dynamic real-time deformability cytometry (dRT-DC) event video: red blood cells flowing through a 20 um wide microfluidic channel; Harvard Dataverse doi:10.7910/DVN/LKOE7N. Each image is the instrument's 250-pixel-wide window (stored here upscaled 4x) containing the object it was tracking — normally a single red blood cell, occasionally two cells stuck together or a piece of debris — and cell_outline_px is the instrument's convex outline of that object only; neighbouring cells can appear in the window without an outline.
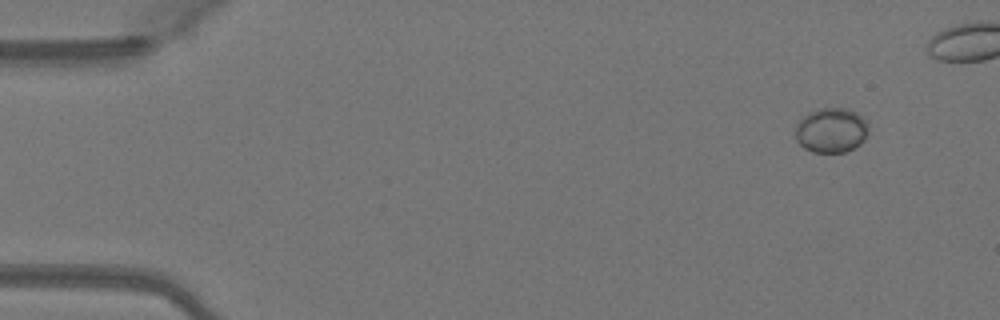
{"species": "Egyptian fruit bat (a non-hibernating species)", "species_latin": "Rousettus aegyptiacus", "temperature_condition": "warm", "stored_images_in_passage": 18, "camera_frame_rate_fps": 3000, "um_per_image_px": 0.085, "animal": {"sex": "female"}, "frame": {"image": 1, "passage_image": 1, "time_ms": 0.0, "image_size_px": [1000, 320], "cell_outline_px": [[868, 132], [864, 140], [860, 144], [844, 152], [812, 152], [804, 148], [796, 140], [796, 124], [808, 112], [820, 108], [844, 108], [856, 112], [868, 124]], "centroid_in_image_um": [70.64, 11.07], "position_along_channel_um": 14.4, "area_um2": 19.02}}
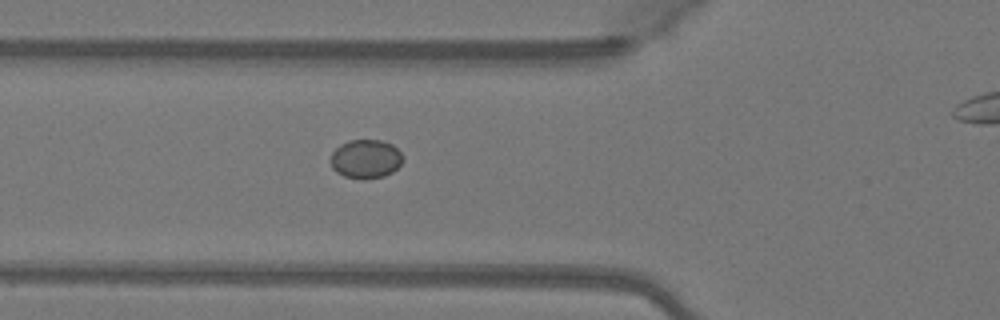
{"frame": {"image": 2, "passage_image": 15, "time_ms": 4.667, "image_size_px": [1000, 320], "cell_outline_px": [[404, 160], [392, 172], [384, 176], [364, 180], [344, 176], [336, 172], [332, 168], [328, 160], [332, 152], [340, 144], [348, 140], [380, 140], [392, 144], [404, 156]], "centroid_in_image_um": [31.06, 13.51], "position_along_channel_um": 94.7, "area_um2": 16.65}}
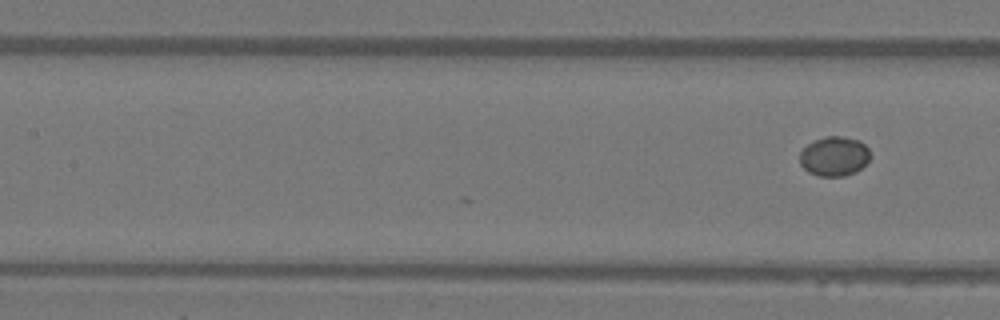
{"frame": {"image": 3, "passage_image": 18, "time_ms": 5.667, "image_size_px": [1000, 320], "cell_outline_px": [[868, 160], [856, 172], [844, 176], [816, 176], [808, 172], [800, 164], [800, 152], [812, 140], [828, 136], [844, 136], [860, 140], [868, 148]], "centroid_in_image_um": [70.88, 13.28], "position_along_channel_um": 136.5, "area_um2": 16.24}}